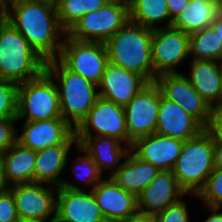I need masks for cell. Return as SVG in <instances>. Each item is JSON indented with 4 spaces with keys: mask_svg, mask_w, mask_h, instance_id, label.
<instances>
[{
    "mask_svg": "<svg viewBox=\"0 0 222 222\" xmlns=\"http://www.w3.org/2000/svg\"><path fill=\"white\" fill-rule=\"evenodd\" d=\"M159 171L156 166L141 160L130 150L121 166L110 177L126 192L137 197Z\"/></svg>",
    "mask_w": 222,
    "mask_h": 222,
    "instance_id": "obj_23",
    "label": "cell"
},
{
    "mask_svg": "<svg viewBox=\"0 0 222 222\" xmlns=\"http://www.w3.org/2000/svg\"><path fill=\"white\" fill-rule=\"evenodd\" d=\"M92 193L106 222H118L138 214L137 197L126 192L111 177L103 178Z\"/></svg>",
    "mask_w": 222,
    "mask_h": 222,
    "instance_id": "obj_17",
    "label": "cell"
},
{
    "mask_svg": "<svg viewBox=\"0 0 222 222\" xmlns=\"http://www.w3.org/2000/svg\"><path fill=\"white\" fill-rule=\"evenodd\" d=\"M183 140L157 133L136 139L130 150L141 160L160 170H172L183 147Z\"/></svg>",
    "mask_w": 222,
    "mask_h": 222,
    "instance_id": "obj_19",
    "label": "cell"
},
{
    "mask_svg": "<svg viewBox=\"0 0 222 222\" xmlns=\"http://www.w3.org/2000/svg\"><path fill=\"white\" fill-rule=\"evenodd\" d=\"M214 30L216 31L217 36L222 40V11L220 10L215 17L214 22L212 23Z\"/></svg>",
    "mask_w": 222,
    "mask_h": 222,
    "instance_id": "obj_40",
    "label": "cell"
},
{
    "mask_svg": "<svg viewBox=\"0 0 222 222\" xmlns=\"http://www.w3.org/2000/svg\"><path fill=\"white\" fill-rule=\"evenodd\" d=\"M128 4L130 20L133 22L150 29L172 26L173 19L166 0H128Z\"/></svg>",
    "mask_w": 222,
    "mask_h": 222,
    "instance_id": "obj_27",
    "label": "cell"
},
{
    "mask_svg": "<svg viewBox=\"0 0 222 222\" xmlns=\"http://www.w3.org/2000/svg\"><path fill=\"white\" fill-rule=\"evenodd\" d=\"M7 22V0H0V29Z\"/></svg>",
    "mask_w": 222,
    "mask_h": 222,
    "instance_id": "obj_42",
    "label": "cell"
},
{
    "mask_svg": "<svg viewBox=\"0 0 222 222\" xmlns=\"http://www.w3.org/2000/svg\"><path fill=\"white\" fill-rule=\"evenodd\" d=\"M76 153H81L78 157H74L75 159L72 160V173L75 176V181H79L81 183H84L83 185L87 186H81L76 185L73 182L68 180H63L61 187L75 190V191H92L94 187L103 179V175L98 166L94 163L92 156L83 149L79 144L75 147ZM78 178V179H77Z\"/></svg>",
    "mask_w": 222,
    "mask_h": 222,
    "instance_id": "obj_28",
    "label": "cell"
},
{
    "mask_svg": "<svg viewBox=\"0 0 222 222\" xmlns=\"http://www.w3.org/2000/svg\"><path fill=\"white\" fill-rule=\"evenodd\" d=\"M45 71L56 83L62 118L76 129L99 97L98 86L67 69L58 59L47 61Z\"/></svg>",
    "mask_w": 222,
    "mask_h": 222,
    "instance_id": "obj_3",
    "label": "cell"
},
{
    "mask_svg": "<svg viewBox=\"0 0 222 222\" xmlns=\"http://www.w3.org/2000/svg\"><path fill=\"white\" fill-rule=\"evenodd\" d=\"M14 222H41V221L32 220V219L25 218V217H18Z\"/></svg>",
    "mask_w": 222,
    "mask_h": 222,
    "instance_id": "obj_45",
    "label": "cell"
},
{
    "mask_svg": "<svg viewBox=\"0 0 222 222\" xmlns=\"http://www.w3.org/2000/svg\"><path fill=\"white\" fill-rule=\"evenodd\" d=\"M129 20L128 0H110L81 17L66 34L79 41L105 43Z\"/></svg>",
    "mask_w": 222,
    "mask_h": 222,
    "instance_id": "obj_7",
    "label": "cell"
},
{
    "mask_svg": "<svg viewBox=\"0 0 222 222\" xmlns=\"http://www.w3.org/2000/svg\"><path fill=\"white\" fill-rule=\"evenodd\" d=\"M21 129L17 142L34 151L58 144H77L75 129L63 118L23 121Z\"/></svg>",
    "mask_w": 222,
    "mask_h": 222,
    "instance_id": "obj_14",
    "label": "cell"
},
{
    "mask_svg": "<svg viewBox=\"0 0 222 222\" xmlns=\"http://www.w3.org/2000/svg\"><path fill=\"white\" fill-rule=\"evenodd\" d=\"M8 189L13 194L18 217L41 222L56 221L58 187L44 183H29L16 184Z\"/></svg>",
    "mask_w": 222,
    "mask_h": 222,
    "instance_id": "obj_13",
    "label": "cell"
},
{
    "mask_svg": "<svg viewBox=\"0 0 222 222\" xmlns=\"http://www.w3.org/2000/svg\"><path fill=\"white\" fill-rule=\"evenodd\" d=\"M160 102L161 90L153 81L124 107L130 148L136 139L156 132Z\"/></svg>",
    "mask_w": 222,
    "mask_h": 222,
    "instance_id": "obj_11",
    "label": "cell"
},
{
    "mask_svg": "<svg viewBox=\"0 0 222 222\" xmlns=\"http://www.w3.org/2000/svg\"><path fill=\"white\" fill-rule=\"evenodd\" d=\"M208 130L213 134L214 140L222 141V108H213L212 120Z\"/></svg>",
    "mask_w": 222,
    "mask_h": 222,
    "instance_id": "obj_36",
    "label": "cell"
},
{
    "mask_svg": "<svg viewBox=\"0 0 222 222\" xmlns=\"http://www.w3.org/2000/svg\"><path fill=\"white\" fill-rule=\"evenodd\" d=\"M152 39L153 29L129 20L105 42L109 62L153 82Z\"/></svg>",
    "mask_w": 222,
    "mask_h": 222,
    "instance_id": "obj_2",
    "label": "cell"
},
{
    "mask_svg": "<svg viewBox=\"0 0 222 222\" xmlns=\"http://www.w3.org/2000/svg\"><path fill=\"white\" fill-rule=\"evenodd\" d=\"M220 8L222 7V0H218Z\"/></svg>",
    "mask_w": 222,
    "mask_h": 222,
    "instance_id": "obj_46",
    "label": "cell"
},
{
    "mask_svg": "<svg viewBox=\"0 0 222 222\" xmlns=\"http://www.w3.org/2000/svg\"><path fill=\"white\" fill-rule=\"evenodd\" d=\"M187 202L182 197L172 205H169L163 212L153 216L154 222H189L190 211Z\"/></svg>",
    "mask_w": 222,
    "mask_h": 222,
    "instance_id": "obj_33",
    "label": "cell"
},
{
    "mask_svg": "<svg viewBox=\"0 0 222 222\" xmlns=\"http://www.w3.org/2000/svg\"><path fill=\"white\" fill-rule=\"evenodd\" d=\"M187 195L197 197L195 194H186L172 170H160L137 196L138 213L153 217Z\"/></svg>",
    "mask_w": 222,
    "mask_h": 222,
    "instance_id": "obj_15",
    "label": "cell"
},
{
    "mask_svg": "<svg viewBox=\"0 0 222 222\" xmlns=\"http://www.w3.org/2000/svg\"><path fill=\"white\" fill-rule=\"evenodd\" d=\"M76 145L58 144L36 151L33 183L60 187L64 180L61 175L68 167L70 149Z\"/></svg>",
    "mask_w": 222,
    "mask_h": 222,
    "instance_id": "obj_21",
    "label": "cell"
},
{
    "mask_svg": "<svg viewBox=\"0 0 222 222\" xmlns=\"http://www.w3.org/2000/svg\"><path fill=\"white\" fill-rule=\"evenodd\" d=\"M75 135L77 144L86 137L107 136L128 145L124 107L99 96L87 117L75 129Z\"/></svg>",
    "mask_w": 222,
    "mask_h": 222,
    "instance_id": "obj_9",
    "label": "cell"
},
{
    "mask_svg": "<svg viewBox=\"0 0 222 222\" xmlns=\"http://www.w3.org/2000/svg\"><path fill=\"white\" fill-rule=\"evenodd\" d=\"M67 69L81 75L86 80L99 85L109 63L105 43L79 41L64 36L57 58Z\"/></svg>",
    "mask_w": 222,
    "mask_h": 222,
    "instance_id": "obj_8",
    "label": "cell"
},
{
    "mask_svg": "<svg viewBox=\"0 0 222 222\" xmlns=\"http://www.w3.org/2000/svg\"><path fill=\"white\" fill-rule=\"evenodd\" d=\"M190 60L222 61V40L213 26L190 34Z\"/></svg>",
    "mask_w": 222,
    "mask_h": 222,
    "instance_id": "obj_29",
    "label": "cell"
},
{
    "mask_svg": "<svg viewBox=\"0 0 222 222\" xmlns=\"http://www.w3.org/2000/svg\"><path fill=\"white\" fill-rule=\"evenodd\" d=\"M214 169V136L205 129L184 141L172 171L186 194L198 195Z\"/></svg>",
    "mask_w": 222,
    "mask_h": 222,
    "instance_id": "obj_5",
    "label": "cell"
},
{
    "mask_svg": "<svg viewBox=\"0 0 222 222\" xmlns=\"http://www.w3.org/2000/svg\"><path fill=\"white\" fill-rule=\"evenodd\" d=\"M203 130L205 128L194 117L161 93L155 133L185 141L198 136Z\"/></svg>",
    "mask_w": 222,
    "mask_h": 222,
    "instance_id": "obj_20",
    "label": "cell"
},
{
    "mask_svg": "<svg viewBox=\"0 0 222 222\" xmlns=\"http://www.w3.org/2000/svg\"><path fill=\"white\" fill-rule=\"evenodd\" d=\"M36 151L14 143L3 153L6 188L33 183Z\"/></svg>",
    "mask_w": 222,
    "mask_h": 222,
    "instance_id": "obj_25",
    "label": "cell"
},
{
    "mask_svg": "<svg viewBox=\"0 0 222 222\" xmlns=\"http://www.w3.org/2000/svg\"><path fill=\"white\" fill-rule=\"evenodd\" d=\"M149 82L141 75L108 63L98 85L99 96L125 107Z\"/></svg>",
    "mask_w": 222,
    "mask_h": 222,
    "instance_id": "obj_18",
    "label": "cell"
},
{
    "mask_svg": "<svg viewBox=\"0 0 222 222\" xmlns=\"http://www.w3.org/2000/svg\"><path fill=\"white\" fill-rule=\"evenodd\" d=\"M55 118H62L58 89L45 70L36 78L18 85V123Z\"/></svg>",
    "mask_w": 222,
    "mask_h": 222,
    "instance_id": "obj_6",
    "label": "cell"
},
{
    "mask_svg": "<svg viewBox=\"0 0 222 222\" xmlns=\"http://www.w3.org/2000/svg\"><path fill=\"white\" fill-rule=\"evenodd\" d=\"M18 218L12 192L0 189V222H14Z\"/></svg>",
    "mask_w": 222,
    "mask_h": 222,
    "instance_id": "obj_35",
    "label": "cell"
},
{
    "mask_svg": "<svg viewBox=\"0 0 222 222\" xmlns=\"http://www.w3.org/2000/svg\"><path fill=\"white\" fill-rule=\"evenodd\" d=\"M79 145L92 156L102 174L109 170L108 177L121 166L130 151L128 145L107 136L86 137Z\"/></svg>",
    "mask_w": 222,
    "mask_h": 222,
    "instance_id": "obj_22",
    "label": "cell"
},
{
    "mask_svg": "<svg viewBox=\"0 0 222 222\" xmlns=\"http://www.w3.org/2000/svg\"><path fill=\"white\" fill-rule=\"evenodd\" d=\"M189 1L190 0H166L170 17L174 20L175 17L184 10Z\"/></svg>",
    "mask_w": 222,
    "mask_h": 222,
    "instance_id": "obj_37",
    "label": "cell"
},
{
    "mask_svg": "<svg viewBox=\"0 0 222 222\" xmlns=\"http://www.w3.org/2000/svg\"><path fill=\"white\" fill-rule=\"evenodd\" d=\"M214 163L216 169H222V141L214 140Z\"/></svg>",
    "mask_w": 222,
    "mask_h": 222,
    "instance_id": "obj_39",
    "label": "cell"
},
{
    "mask_svg": "<svg viewBox=\"0 0 222 222\" xmlns=\"http://www.w3.org/2000/svg\"><path fill=\"white\" fill-rule=\"evenodd\" d=\"M118 222H154V220L152 216L142 215L138 213L133 217Z\"/></svg>",
    "mask_w": 222,
    "mask_h": 222,
    "instance_id": "obj_41",
    "label": "cell"
},
{
    "mask_svg": "<svg viewBox=\"0 0 222 222\" xmlns=\"http://www.w3.org/2000/svg\"><path fill=\"white\" fill-rule=\"evenodd\" d=\"M18 85L0 79V119L17 117Z\"/></svg>",
    "mask_w": 222,
    "mask_h": 222,
    "instance_id": "obj_32",
    "label": "cell"
},
{
    "mask_svg": "<svg viewBox=\"0 0 222 222\" xmlns=\"http://www.w3.org/2000/svg\"><path fill=\"white\" fill-rule=\"evenodd\" d=\"M0 189H6V179L4 176L3 153H0Z\"/></svg>",
    "mask_w": 222,
    "mask_h": 222,
    "instance_id": "obj_43",
    "label": "cell"
},
{
    "mask_svg": "<svg viewBox=\"0 0 222 222\" xmlns=\"http://www.w3.org/2000/svg\"><path fill=\"white\" fill-rule=\"evenodd\" d=\"M110 0H57L56 11L62 29L67 32L81 17L103 7Z\"/></svg>",
    "mask_w": 222,
    "mask_h": 222,
    "instance_id": "obj_30",
    "label": "cell"
},
{
    "mask_svg": "<svg viewBox=\"0 0 222 222\" xmlns=\"http://www.w3.org/2000/svg\"><path fill=\"white\" fill-rule=\"evenodd\" d=\"M7 21L46 62L58 58L66 32L59 24L54 1L7 0Z\"/></svg>",
    "mask_w": 222,
    "mask_h": 222,
    "instance_id": "obj_1",
    "label": "cell"
},
{
    "mask_svg": "<svg viewBox=\"0 0 222 222\" xmlns=\"http://www.w3.org/2000/svg\"><path fill=\"white\" fill-rule=\"evenodd\" d=\"M162 95L177 103L189 115L194 117L205 129H208L213 108L194 89L184 73H167L156 77Z\"/></svg>",
    "mask_w": 222,
    "mask_h": 222,
    "instance_id": "obj_12",
    "label": "cell"
},
{
    "mask_svg": "<svg viewBox=\"0 0 222 222\" xmlns=\"http://www.w3.org/2000/svg\"><path fill=\"white\" fill-rule=\"evenodd\" d=\"M221 10L218 0H190L173 20L172 27L191 34L211 26Z\"/></svg>",
    "mask_w": 222,
    "mask_h": 222,
    "instance_id": "obj_26",
    "label": "cell"
},
{
    "mask_svg": "<svg viewBox=\"0 0 222 222\" xmlns=\"http://www.w3.org/2000/svg\"><path fill=\"white\" fill-rule=\"evenodd\" d=\"M152 63L154 81L167 73H181L178 66L190 57V34L174 27L153 29Z\"/></svg>",
    "mask_w": 222,
    "mask_h": 222,
    "instance_id": "obj_10",
    "label": "cell"
},
{
    "mask_svg": "<svg viewBox=\"0 0 222 222\" xmlns=\"http://www.w3.org/2000/svg\"><path fill=\"white\" fill-rule=\"evenodd\" d=\"M210 215L203 222H222V207L205 206Z\"/></svg>",
    "mask_w": 222,
    "mask_h": 222,
    "instance_id": "obj_38",
    "label": "cell"
},
{
    "mask_svg": "<svg viewBox=\"0 0 222 222\" xmlns=\"http://www.w3.org/2000/svg\"><path fill=\"white\" fill-rule=\"evenodd\" d=\"M221 97L220 104L216 108H222V61H220Z\"/></svg>",
    "mask_w": 222,
    "mask_h": 222,
    "instance_id": "obj_44",
    "label": "cell"
},
{
    "mask_svg": "<svg viewBox=\"0 0 222 222\" xmlns=\"http://www.w3.org/2000/svg\"><path fill=\"white\" fill-rule=\"evenodd\" d=\"M190 61V70L185 76L211 107L216 108L220 104L221 97L220 61Z\"/></svg>",
    "mask_w": 222,
    "mask_h": 222,
    "instance_id": "obj_24",
    "label": "cell"
},
{
    "mask_svg": "<svg viewBox=\"0 0 222 222\" xmlns=\"http://www.w3.org/2000/svg\"><path fill=\"white\" fill-rule=\"evenodd\" d=\"M45 65L46 61L7 21L0 29V79L20 85L39 76Z\"/></svg>",
    "mask_w": 222,
    "mask_h": 222,
    "instance_id": "obj_4",
    "label": "cell"
},
{
    "mask_svg": "<svg viewBox=\"0 0 222 222\" xmlns=\"http://www.w3.org/2000/svg\"><path fill=\"white\" fill-rule=\"evenodd\" d=\"M205 206L222 207V169H214L197 197Z\"/></svg>",
    "mask_w": 222,
    "mask_h": 222,
    "instance_id": "obj_31",
    "label": "cell"
},
{
    "mask_svg": "<svg viewBox=\"0 0 222 222\" xmlns=\"http://www.w3.org/2000/svg\"><path fill=\"white\" fill-rule=\"evenodd\" d=\"M17 123V117L0 119V153H4L17 142V132L19 131L15 126Z\"/></svg>",
    "mask_w": 222,
    "mask_h": 222,
    "instance_id": "obj_34",
    "label": "cell"
},
{
    "mask_svg": "<svg viewBox=\"0 0 222 222\" xmlns=\"http://www.w3.org/2000/svg\"><path fill=\"white\" fill-rule=\"evenodd\" d=\"M55 222H106L92 191L58 187Z\"/></svg>",
    "mask_w": 222,
    "mask_h": 222,
    "instance_id": "obj_16",
    "label": "cell"
}]
</instances>
